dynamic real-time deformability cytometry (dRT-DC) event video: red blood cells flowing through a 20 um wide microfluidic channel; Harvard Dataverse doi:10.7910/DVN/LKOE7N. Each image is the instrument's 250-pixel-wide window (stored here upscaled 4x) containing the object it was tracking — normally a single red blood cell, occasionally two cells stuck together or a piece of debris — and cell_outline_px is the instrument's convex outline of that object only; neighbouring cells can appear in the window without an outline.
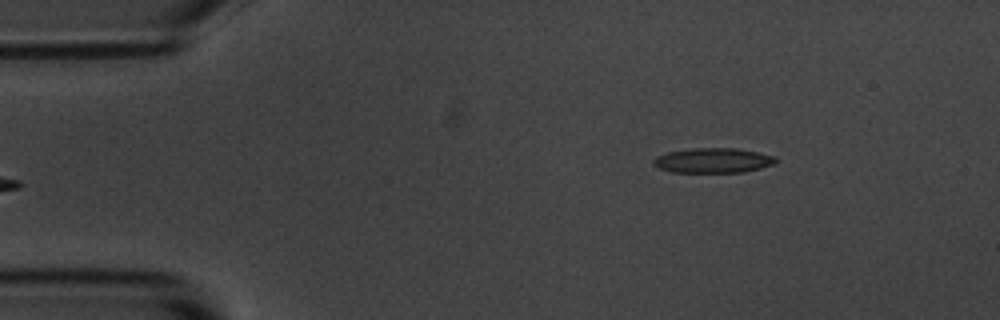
{"species": "common noctule bat (a hibernating species)", "species_latin": "Nyctalus noctula", "temperature_condition": "room temperature", "stored_images_in_passage": 48, "camera_frame_rate_fps": 3000, "um_per_image_px": 0.085, "animal": {"sex": "male", "body_mass_g": 20.1, "forearm_length_mm": 53.5}, "frame": {"image": 1, "passage_image": 1, "time_ms": 0.0, "image_size_px": [1000, 320], "cell_outline_px": [[776, 164], [744, 172], [672, 172], [660, 168], [652, 164], [652, 160], [656, 156], [668, 152], [692, 148], [736, 148], [776, 156]], "centroid_in_image_um": [60.61, 13.64], "position_along_channel_um": 24.4, "area_um2": 17.74}}
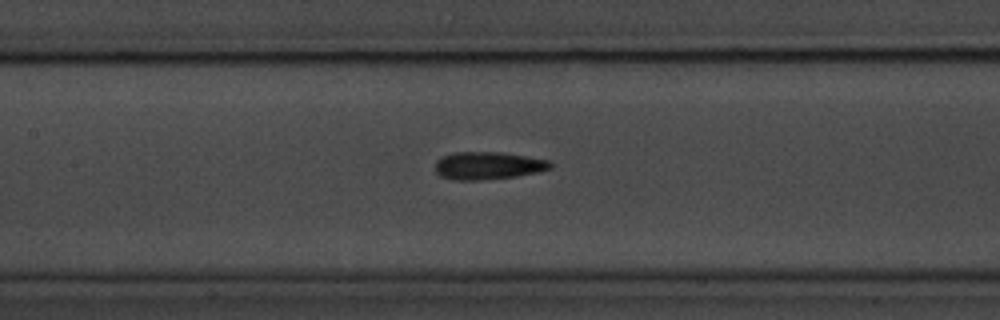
{"frame": {"image": 2, "passage_image": 18, "time_ms": 5.667, "image_size_px": [1000, 320], "cell_outline_px": [[552, 168], [540, 172], [516, 176], [480, 180], [452, 180], [440, 176], [436, 172], [436, 160], [440, 156], [456, 152], [500, 152], [548, 160], [552, 164]], "centroid_in_image_um": [41.46, 14.08], "position_along_channel_um": 165.9, "area_um2": 18.61}}
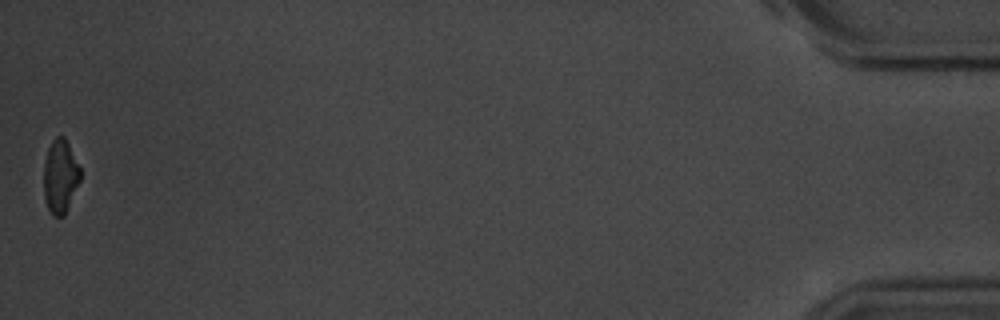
{"frame": {"image": 3, "passage_image": 48, "time_ms": 15.667, "image_size_px": [1000, 320], "cell_outline_px": [[80, 180], [64, 216], [52, 216], [44, 200], [44, 160], [48, 148], [52, 140], [56, 136], [64, 136], [80, 168]], "centroid_in_image_um": [5.1, 14.99], "position_along_channel_um": 430.1, "area_um2": 15.61}, "authors_computed_cell_mechanics": {"area_um2": 17.4267, "velocity_mm_per_s": 3.6192, "shape_relaxation_time_tau1_ms": 2.7047, "shape_relaxation_time_tau2_ms": 3.1758, "deformation_change_tau1": 0.1563, "deformation_change_tau2": 0.1319}}